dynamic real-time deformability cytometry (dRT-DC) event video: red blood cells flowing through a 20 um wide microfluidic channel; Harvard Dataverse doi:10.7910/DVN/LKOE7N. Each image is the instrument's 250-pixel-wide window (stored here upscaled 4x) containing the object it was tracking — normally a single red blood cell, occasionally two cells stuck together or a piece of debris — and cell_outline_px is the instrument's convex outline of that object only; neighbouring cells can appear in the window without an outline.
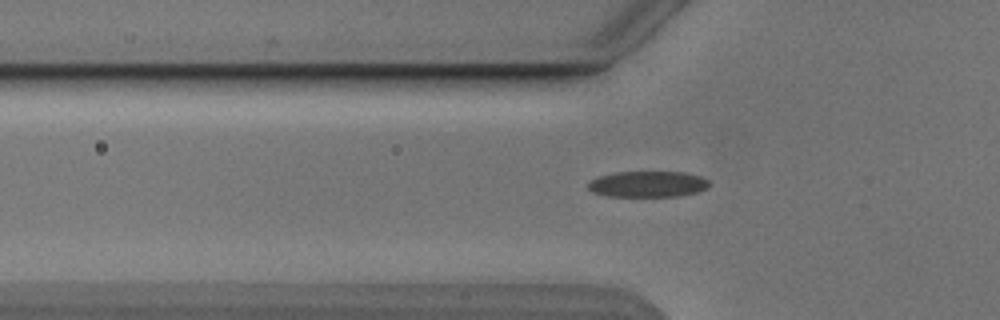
{"species": "Egyptian fruit bat (a non-hibernating species)", "species_latin": "Rousettus aegyptiacus", "temperature_condition": "cold", "stored_images_in_passage": 48, "camera_frame_rate_fps": 3000, "um_per_image_px": 0.085, "animal": {"sex": "male"}, "frame": {"image": 1, "passage_image": 18, "time_ms": 5.667, "image_size_px": [1000, 320], "cell_outline_px": [[708, 188], [696, 192], [676, 196], [608, 196], [592, 192], [588, 188], [588, 184], [592, 180], [600, 176], [616, 172], [684, 172], [700, 176], [708, 180]], "centroid_in_image_um": [55.06, 15.65], "position_along_channel_um": 70.7, "area_um2": 18.15}}
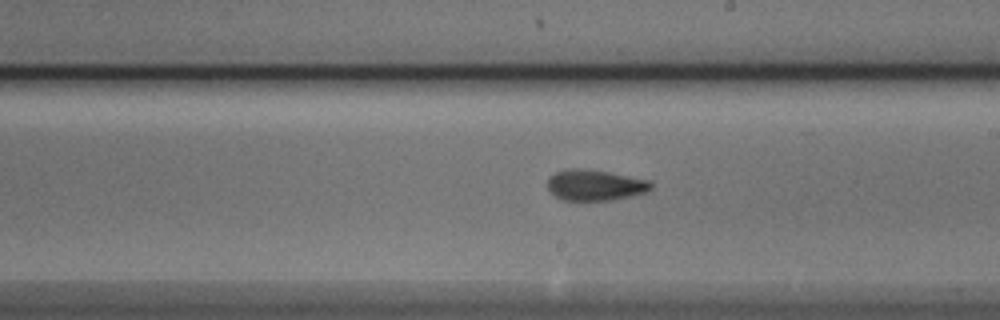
{"frame": {"image": 2, "passage_image": 31, "time_ms": 10.0, "image_size_px": [1000, 320], "cell_outline_px": [[652, 188], [648, 192], [632, 196], [612, 200], [560, 200], [548, 188], [548, 180], [556, 172], [572, 168], [604, 172], [648, 180], [652, 184]], "centroid_in_image_um": [50.6, 15.76], "position_along_channel_um": 238.4, "area_um2": 18.15}}
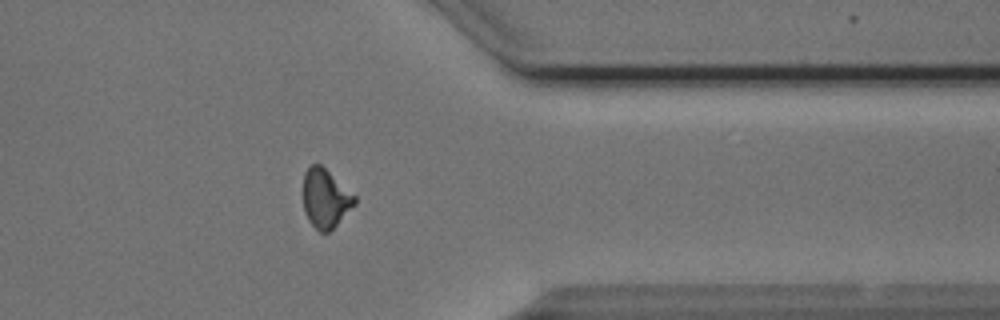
{"frame": {"image": 3, "passage_image": 43, "time_ms": 14.0, "image_size_px": [1000, 320], "cell_outline_px": [[356, 204], [328, 232], [320, 232], [308, 220], [304, 212], [304, 172], [312, 164], [320, 164], [356, 196]], "centroid_in_image_um": [27.66, 16.86], "position_along_channel_um": 383.7, "area_um2": 17.34}}